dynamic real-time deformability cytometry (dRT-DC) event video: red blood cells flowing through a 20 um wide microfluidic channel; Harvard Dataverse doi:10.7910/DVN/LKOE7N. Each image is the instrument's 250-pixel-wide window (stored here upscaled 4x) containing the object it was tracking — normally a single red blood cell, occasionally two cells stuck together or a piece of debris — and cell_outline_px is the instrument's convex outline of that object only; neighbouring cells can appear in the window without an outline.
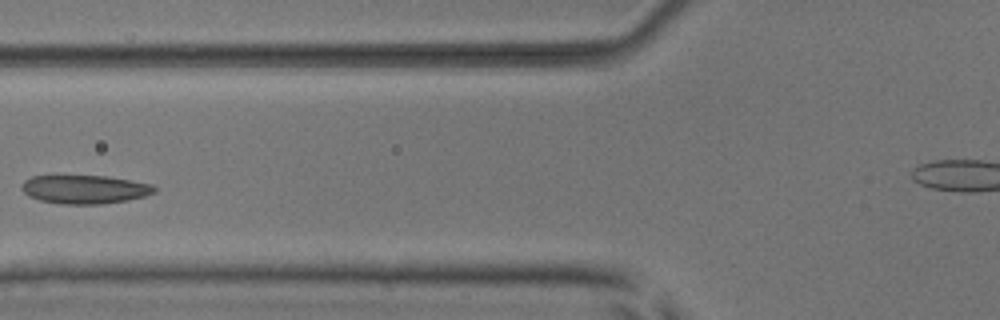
{"species": "common noctule bat (a hibernating species)", "species_latin": "Nyctalus noctula", "temperature_condition": "room temperature", "stored_images_in_passage": 6, "segment_of_instrument_passage": [1, 2], "camera_frame_rate_fps": 3000, "um_per_image_px": 0.085, "animal": {"sex": "male", "body_mass_g": 17.9, "forearm_length_mm": 54.2}, "frame": {"image": 1, "passage_image": 5, "time_ms": 1.333, "image_size_px": [1000, 320], "cell_outline_px": [[156, 192], [144, 196], [128, 200], [100, 204], [60, 204], [40, 200], [28, 196], [20, 188], [24, 180], [32, 176], [108, 176], [152, 184], [156, 188]], "centroid_in_image_um": [7.19, 16.09], "position_along_channel_um": 118.6, "area_um2": 22.14}}